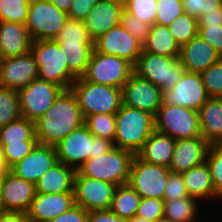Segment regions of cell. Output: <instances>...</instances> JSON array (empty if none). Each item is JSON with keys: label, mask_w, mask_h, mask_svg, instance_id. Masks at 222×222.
Returning <instances> with one entry per match:
<instances>
[{"label": "cell", "mask_w": 222, "mask_h": 222, "mask_svg": "<svg viewBox=\"0 0 222 222\" xmlns=\"http://www.w3.org/2000/svg\"><path fill=\"white\" fill-rule=\"evenodd\" d=\"M38 144L55 147L84 124V117L71 89L63 90L44 115L35 122Z\"/></svg>", "instance_id": "6da1fadb"}, {"label": "cell", "mask_w": 222, "mask_h": 222, "mask_svg": "<svg viewBox=\"0 0 222 222\" xmlns=\"http://www.w3.org/2000/svg\"><path fill=\"white\" fill-rule=\"evenodd\" d=\"M112 148L113 142L95 137L85 124L72 131L55 146L58 161L75 170L89 158L100 157Z\"/></svg>", "instance_id": "7a4b0ae2"}, {"label": "cell", "mask_w": 222, "mask_h": 222, "mask_svg": "<svg viewBox=\"0 0 222 222\" xmlns=\"http://www.w3.org/2000/svg\"><path fill=\"white\" fill-rule=\"evenodd\" d=\"M54 40L67 56L68 70L76 78L81 77L94 50V40L90 37L84 21L67 18Z\"/></svg>", "instance_id": "3957f363"}, {"label": "cell", "mask_w": 222, "mask_h": 222, "mask_svg": "<svg viewBox=\"0 0 222 222\" xmlns=\"http://www.w3.org/2000/svg\"><path fill=\"white\" fill-rule=\"evenodd\" d=\"M115 116L114 147L128 150L136 155L144 142L155 131L154 116L123 104Z\"/></svg>", "instance_id": "277c9868"}, {"label": "cell", "mask_w": 222, "mask_h": 222, "mask_svg": "<svg viewBox=\"0 0 222 222\" xmlns=\"http://www.w3.org/2000/svg\"><path fill=\"white\" fill-rule=\"evenodd\" d=\"M135 156L128 150L114 147L100 157L89 158L76 171L87 178L124 185L128 183Z\"/></svg>", "instance_id": "5b68a950"}, {"label": "cell", "mask_w": 222, "mask_h": 222, "mask_svg": "<svg viewBox=\"0 0 222 222\" xmlns=\"http://www.w3.org/2000/svg\"><path fill=\"white\" fill-rule=\"evenodd\" d=\"M38 66V79L55 83L64 90L70 89L77 79L69 70L67 56L55 40L33 41L30 47Z\"/></svg>", "instance_id": "8992f818"}, {"label": "cell", "mask_w": 222, "mask_h": 222, "mask_svg": "<svg viewBox=\"0 0 222 222\" xmlns=\"http://www.w3.org/2000/svg\"><path fill=\"white\" fill-rule=\"evenodd\" d=\"M70 89L76 96L84 119L99 113L116 114L123 104L121 88L84 81L79 77Z\"/></svg>", "instance_id": "52a82bcc"}, {"label": "cell", "mask_w": 222, "mask_h": 222, "mask_svg": "<svg viewBox=\"0 0 222 222\" xmlns=\"http://www.w3.org/2000/svg\"><path fill=\"white\" fill-rule=\"evenodd\" d=\"M154 122L155 131L175 140L202 137L198 111L190 108L162 103Z\"/></svg>", "instance_id": "ba28073f"}, {"label": "cell", "mask_w": 222, "mask_h": 222, "mask_svg": "<svg viewBox=\"0 0 222 222\" xmlns=\"http://www.w3.org/2000/svg\"><path fill=\"white\" fill-rule=\"evenodd\" d=\"M133 69L134 73L158 86L162 91L173 88L185 72L179 57L156 55L143 50Z\"/></svg>", "instance_id": "9c48e42d"}, {"label": "cell", "mask_w": 222, "mask_h": 222, "mask_svg": "<svg viewBox=\"0 0 222 222\" xmlns=\"http://www.w3.org/2000/svg\"><path fill=\"white\" fill-rule=\"evenodd\" d=\"M133 72V65L127 60L94 49L81 78L88 82L122 88Z\"/></svg>", "instance_id": "30bf717a"}, {"label": "cell", "mask_w": 222, "mask_h": 222, "mask_svg": "<svg viewBox=\"0 0 222 222\" xmlns=\"http://www.w3.org/2000/svg\"><path fill=\"white\" fill-rule=\"evenodd\" d=\"M67 18L66 12L48 0H31L26 28L33 41L54 40Z\"/></svg>", "instance_id": "8fae6325"}, {"label": "cell", "mask_w": 222, "mask_h": 222, "mask_svg": "<svg viewBox=\"0 0 222 222\" xmlns=\"http://www.w3.org/2000/svg\"><path fill=\"white\" fill-rule=\"evenodd\" d=\"M170 169L164 166L150 164L134 157L128 184L141 198H156L164 200V191Z\"/></svg>", "instance_id": "7c38bea8"}, {"label": "cell", "mask_w": 222, "mask_h": 222, "mask_svg": "<svg viewBox=\"0 0 222 222\" xmlns=\"http://www.w3.org/2000/svg\"><path fill=\"white\" fill-rule=\"evenodd\" d=\"M63 90L55 83L38 78L31 81L18 90L21 116L35 122L46 113Z\"/></svg>", "instance_id": "4fadbf2b"}, {"label": "cell", "mask_w": 222, "mask_h": 222, "mask_svg": "<svg viewBox=\"0 0 222 222\" xmlns=\"http://www.w3.org/2000/svg\"><path fill=\"white\" fill-rule=\"evenodd\" d=\"M118 186L93 178L81 176L77 171L74 176V203L86 211L108 210Z\"/></svg>", "instance_id": "5bb4252c"}, {"label": "cell", "mask_w": 222, "mask_h": 222, "mask_svg": "<svg viewBox=\"0 0 222 222\" xmlns=\"http://www.w3.org/2000/svg\"><path fill=\"white\" fill-rule=\"evenodd\" d=\"M121 91L123 105L148 112L154 117L163 103V91L134 72Z\"/></svg>", "instance_id": "9a60e30c"}, {"label": "cell", "mask_w": 222, "mask_h": 222, "mask_svg": "<svg viewBox=\"0 0 222 222\" xmlns=\"http://www.w3.org/2000/svg\"><path fill=\"white\" fill-rule=\"evenodd\" d=\"M163 103L198 111L209 96L200 73L184 72L173 88L163 91Z\"/></svg>", "instance_id": "2e32d148"}, {"label": "cell", "mask_w": 222, "mask_h": 222, "mask_svg": "<svg viewBox=\"0 0 222 222\" xmlns=\"http://www.w3.org/2000/svg\"><path fill=\"white\" fill-rule=\"evenodd\" d=\"M94 49L105 55H115L133 66L142 53V45L121 24L94 40Z\"/></svg>", "instance_id": "e0dca14e"}, {"label": "cell", "mask_w": 222, "mask_h": 222, "mask_svg": "<svg viewBox=\"0 0 222 222\" xmlns=\"http://www.w3.org/2000/svg\"><path fill=\"white\" fill-rule=\"evenodd\" d=\"M38 78V66L32 53L0 59V86L19 90Z\"/></svg>", "instance_id": "ac0fdd59"}, {"label": "cell", "mask_w": 222, "mask_h": 222, "mask_svg": "<svg viewBox=\"0 0 222 222\" xmlns=\"http://www.w3.org/2000/svg\"><path fill=\"white\" fill-rule=\"evenodd\" d=\"M36 194L35 184L8 171L1 177L3 211L26 213Z\"/></svg>", "instance_id": "d6986e66"}, {"label": "cell", "mask_w": 222, "mask_h": 222, "mask_svg": "<svg viewBox=\"0 0 222 222\" xmlns=\"http://www.w3.org/2000/svg\"><path fill=\"white\" fill-rule=\"evenodd\" d=\"M57 162L55 147L37 144L28 155L13 165L10 171L21 179L35 184Z\"/></svg>", "instance_id": "ffe728a7"}, {"label": "cell", "mask_w": 222, "mask_h": 222, "mask_svg": "<svg viewBox=\"0 0 222 222\" xmlns=\"http://www.w3.org/2000/svg\"><path fill=\"white\" fill-rule=\"evenodd\" d=\"M74 205V193H36L26 214L29 222H49Z\"/></svg>", "instance_id": "44dd1931"}, {"label": "cell", "mask_w": 222, "mask_h": 222, "mask_svg": "<svg viewBox=\"0 0 222 222\" xmlns=\"http://www.w3.org/2000/svg\"><path fill=\"white\" fill-rule=\"evenodd\" d=\"M209 146L203 137L176 140L170 171L182 173L205 163Z\"/></svg>", "instance_id": "7402d4cb"}, {"label": "cell", "mask_w": 222, "mask_h": 222, "mask_svg": "<svg viewBox=\"0 0 222 222\" xmlns=\"http://www.w3.org/2000/svg\"><path fill=\"white\" fill-rule=\"evenodd\" d=\"M220 58L216 50L198 35L180 46L179 60L186 72L201 74Z\"/></svg>", "instance_id": "603a6c76"}, {"label": "cell", "mask_w": 222, "mask_h": 222, "mask_svg": "<svg viewBox=\"0 0 222 222\" xmlns=\"http://www.w3.org/2000/svg\"><path fill=\"white\" fill-rule=\"evenodd\" d=\"M123 10V6L119 4L99 0L83 20L90 37L96 40L100 35L120 24Z\"/></svg>", "instance_id": "cb8c5ba5"}, {"label": "cell", "mask_w": 222, "mask_h": 222, "mask_svg": "<svg viewBox=\"0 0 222 222\" xmlns=\"http://www.w3.org/2000/svg\"><path fill=\"white\" fill-rule=\"evenodd\" d=\"M32 42L26 24L0 22V59L28 53Z\"/></svg>", "instance_id": "d4e9b609"}, {"label": "cell", "mask_w": 222, "mask_h": 222, "mask_svg": "<svg viewBox=\"0 0 222 222\" xmlns=\"http://www.w3.org/2000/svg\"><path fill=\"white\" fill-rule=\"evenodd\" d=\"M75 173L76 170L73 167L58 161L37 180L35 183L36 193H74Z\"/></svg>", "instance_id": "484cf974"}, {"label": "cell", "mask_w": 222, "mask_h": 222, "mask_svg": "<svg viewBox=\"0 0 222 222\" xmlns=\"http://www.w3.org/2000/svg\"><path fill=\"white\" fill-rule=\"evenodd\" d=\"M175 144L176 140L171 136L154 131L136 155L150 164L169 168Z\"/></svg>", "instance_id": "4316f807"}, {"label": "cell", "mask_w": 222, "mask_h": 222, "mask_svg": "<svg viewBox=\"0 0 222 222\" xmlns=\"http://www.w3.org/2000/svg\"><path fill=\"white\" fill-rule=\"evenodd\" d=\"M201 136L209 143L222 142V98L209 97L198 110Z\"/></svg>", "instance_id": "83f0119b"}, {"label": "cell", "mask_w": 222, "mask_h": 222, "mask_svg": "<svg viewBox=\"0 0 222 222\" xmlns=\"http://www.w3.org/2000/svg\"><path fill=\"white\" fill-rule=\"evenodd\" d=\"M187 193L190 197L201 199L222 197L215 189L207 163L193 167L181 173Z\"/></svg>", "instance_id": "f1b7e54d"}, {"label": "cell", "mask_w": 222, "mask_h": 222, "mask_svg": "<svg viewBox=\"0 0 222 222\" xmlns=\"http://www.w3.org/2000/svg\"><path fill=\"white\" fill-rule=\"evenodd\" d=\"M143 51L167 57H179L180 46L174 39L168 26L153 24L147 41L142 46Z\"/></svg>", "instance_id": "f546056e"}, {"label": "cell", "mask_w": 222, "mask_h": 222, "mask_svg": "<svg viewBox=\"0 0 222 222\" xmlns=\"http://www.w3.org/2000/svg\"><path fill=\"white\" fill-rule=\"evenodd\" d=\"M140 195L127 183L116 188L110 211L124 219H131L136 215L140 204Z\"/></svg>", "instance_id": "4dcf8cb0"}, {"label": "cell", "mask_w": 222, "mask_h": 222, "mask_svg": "<svg viewBox=\"0 0 222 222\" xmlns=\"http://www.w3.org/2000/svg\"><path fill=\"white\" fill-rule=\"evenodd\" d=\"M22 141H37L34 121L21 117L0 127V145L22 143Z\"/></svg>", "instance_id": "1f68e13d"}, {"label": "cell", "mask_w": 222, "mask_h": 222, "mask_svg": "<svg viewBox=\"0 0 222 222\" xmlns=\"http://www.w3.org/2000/svg\"><path fill=\"white\" fill-rule=\"evenodd\" d=\"M196 198L164 200L163 220L166 222H193L197 216Z\"/></svg>", "instance_id": "d6a6232c"}, {"label": "cell", "mask_w": 222, "mask_h": 222, "mask_svg": "<svg viewBox=\"0 0 222 222\" xmlns=\"http://www.w3.org/2000/svg\"><path fill=\"white\" fill-rule=\"evenodd\" d=\"M115 114L99 113L87 116L84 124L95 136L114 142L116 135Z\"/></svg>", "instance_id": "836d02e7"}, {"label": "cell", "mask_w": 222, "mask_h": 222, "mask_svg": "<svg viewBox=\"0 0 222 222\" xmlns=\"http://www.w3.org/2000/svg\"><path fill=\"white\" fill-rule=\"evenodd\" d=\"M21 117L18 91L0 86V127Z\"/></svg>", "instance_id": "e575fe53"}, {"label": "cell", "mask_w": 222, "mask_h": 222, "mask_svg": "<svg viewBox=\"0 0 222 222\" xmlns=\"http://www.w3.org/2000/svg\"><path fill=\"white\" fill-rule=\"evenodd\" d=\"M168 28L176 42L181 46L198 35V19L183 13Z\"/></svg>", "instance_id": "d590c367"}, {"label": "cell", "mask_w": 222, "mask_h": 222, "mask_svg": "<svg viewBox=\"0 0 222 222\" xmlns=\"http://www.w3.org/2000/svg\"><path fill=\"white\" fill-rule=\"evenodd\" d=\"M31 0H0V22L26 24Z\"/></svg>", "instance_id": "8d00e7d4"}, {"label": "cell", "mask_w": 222, "mask_h": 222, "mask_svg": "<svg viewBox=\"0 0 222 222\" xmlns=\"http://www.w3.org/2000/svg\"><path fill=\"white\" fill-rule=\"evenodd\" d=\"M124 11L148 25L155 23L157 0H127Z\"/></svg>", "instance_id": "74e56055"}, {"label": "cell", "mask_w": 222, "mask_h": 222, "mask_svg": "<svg viewBox=\"0 0 222 222\" xmlns=\"http://www.w3.org/2000/svg\"><path fill=\"white\" fill-rule=\"evenodd\" d=\"M209 97L222 98V57L201 73Z\"/></svg>", "instance_id": "f35d334b"}, {"label": "cell", "mask_w": 222, "mask_h": 222, "mask_svg": "<svg viewBox=\"0 0 222 222\" xmlns=\"http://www.w3.org/2000/svg\"><path fill=\"white\" fill-rule=\"evenodd\" d=\"M183 13L182 0H157L155 24L169 26Z\"/></svg>", "instance_id": "ab89813d"}, {"label": "cell", "mask_w": 222, "mask_h": 222, "mask_svg": "<svg viewBox=\"0 0 222 222\" xmlns=\"http://www.w3.org/2000/svg\"><path fill=\"white\" fill-rule=\"evenodd\" d=\"M206 163L215 189L222 195V142L210 144Z\"/></svg>", "instance_id": "60d3db41"}, {"label": "cell", "mask_w": 222, "mask_h": 222, "mask_svg": "<svg viewBox=\"0 0 222 222\" xmlns=\"http://www.w3.org/2000/svg\"><path fill=\"white\" fill-rule=\"evenodd\" d=\"M120 24L143 46L150 33V25L137 20L134 16L125 12L121 13Z\"/></svg>", "instance_id": "b9f144b4"}, {"label": "cell", "mask_w": 222, "mask_h": 222, "mask_svg": "<svg viewBox=\"0 0 222 222\" xmlns=\"http://www.w3.org/2000/svg\"><path fill=\"white\" fill-rule=\"evenodd\" d=\"M37 144V141H22V143L1 145L9 168L21 161Z\"/></svg>", "instance_id": "7bdbcfd3"}, {"label": "cell", "mask_w": 222, "mask_h": 222, "mask_svg": "<svg viewBox=\"0 0 222 222\" xmlns=\"http://www.w3.org/2000/svg\"><path fill=\"white\" fill-rule=\"evenodd\" d=\"M164 200L156 198H141L136 216L146 218L150 221H163Z\"/></svg>", "instance_id": "ee69618b"}, {"label": "cell", "mask_w": 222, "mask_h": 222, "mask_svg": "<svg viewBox=\"0 0 222 222\" xmlns=\"http://www.w3.org/2000/svg\"><path fill=\"white\" fill-rule=\"evenodd\" d=\"M182 4L184 13L198 19L202 14L222 6V0H182Z\"/></svg>", "instance_id": "f6af8a7d"}, {"label": "cell", "mask_w": 222, "mask_h": 222, "mask_svg": "<svg viewBox=\"0 0 222 222\" xmlns=\"http://www.w3.org/2000/svg\"><path fill=\"white\" fill-rule=\"evenodd\" d=\"M190 197L187 193L181 173L170 172L164 191V200H176Z\"/></svg>", "instance_id": "bcb514c9"}, {"label": "cell", "mask_w": 222, "mask_h": 222, "mask_svg": "<svg viewBox=\"0 0 222 222\" xmlns=\"http://www.w3.org/2000/svg\"><path fill=\"white\" fill-rule=\"evenodd\" d=\"M198 36L209 43L222 57V25L198 27Z\"/></svg>", "instance_id": "7dc6e473"}, {"label": "cell", "mask_w": 222, "mask_h": 222, "mask_svg": "<svg viewBox=\"0 0 222 222\" xmlns=\"http://www.w3.org/2000/svg\"><path fill=\"white\" fill-rule=\"evenodd\" d=\"M99 0H73L67 12L68 18L84 20Z\"/></svg>", "instance_id": "c3c4849f"}, {"label": "cell", "mask_w": 222, "mask_h": 222, "mask_svg": "<svg viewBox=\"0 0 222 222\" xmlns=\"http://www.w3.org/2000/svg\"><path fill=\"white\" fill-rule=\"evenodd\" d=\"M88 211L78 205L72 206L68 211L58 215L49 222H87Z\"/></svg>", "instance_id": "681fc988"}, {"label": "cell", "mask_w": 222, "mask_h": 222, "mask_svg": "<svg viewBox=\"0 0 222 222\" xmlns=\"http://www.w3.org/2000/svg\"><path fill=\"white\" fill-rule=\"evenodd\" d=\"M87 222H127V219L121 218L108 210H94L88 212Z\"/></svg>", "instance_id": "f907efd6"}, {"label": "cell", "mask_w": 222, "mask_h": 222, "mask_svg": "<svg viewBox=\"0 0 222 222\" xmlns=\"http://www.w3.org/2000/svg\"><path fill=\"white\" fill-rule=\"evenodd\" d=\"M210 25H222V6L202 14L198 18V27H209Z\"/></svg>", "instance_id": "816d5d0a"}, {"label": "cell", "mask_w": 222, "mask_h": 222, "mask_svg": "<svg viewBox=\"0 0 222 222\" xmlns=\"http://www.w3.org/2000/svg\"><path fill=\"white\" fill-rule=\"evenodd\" d=\"M0 222H29V220L24 212L2 211L0 212Z\"/></svg>", "instance_id": "f5cc1de1"}, {"label": "cell", "mask_w": 222, "mask_h": 222, "mask_svg": "<svg viewBox=\"0 0 222 222\" xmlns=\"http://www.w3.org/2000/svg\"><path fill=\"white\" fill-rule=\"evenodd\" d=\"M49 2L53 3L58 9L68 12L70 5L72 4L73 0H48Z\"/></svg>", "instance_id": "db71d44e"}, {"label": "cell", "mask_w": 222, "mask_h": 222, "mask_svg": "<svg viewBox=\"0 0 222 222\" xmlns=\"http://www.w3.org/2000/svg\"><path fill=\"white\" fill-rule=\"evenodd\" d=\"M10 171L9 166L6 163L2 146L0 145V177Z\"/></svg>", "instance_id": "11a10c76"}, {"label": "cell", "mask_w": 222, "mask_h": 222, "mask_svg": "<svg viewBox=\"0 0 222 222\" xmlns=\"http://www.w3.org/2000/svg\"><path fill=\"white\" fill-rule=\"evenodd\" d=\"M127 222H154V221H150L146 218H142L135 215L131 219H128Z\"/></svg>", "instance_id": "9f6ffc18"}, {"label": "cell", "mask_w": 222, "mask_h": 222, "mask_svg": "<svg viewBox=\"0 0 222 222\" xmlns=\"http://www.w3.org/2000/svg\"><path fill=\"white\" fill-rule=\"evenodd\" d=\"M105 1L113 2L124 7L127 0H105Z\"/></svg>", "instance_id": "6f0895ef"}, {"label": "cell", "mask_w": 222, "mask_h": 222, "mask_svg": "<svg viewBox=\"0 0 222 222\" xmlns=\"http://www.w3.org/2000/svg\"><path fill=\"white\" fill-rule=\"evenodd\" d=\"M3 211V204H2V196H1V177H0V212Z\"/></svg>", "instance_id": "680465c9"}]
</instances>
